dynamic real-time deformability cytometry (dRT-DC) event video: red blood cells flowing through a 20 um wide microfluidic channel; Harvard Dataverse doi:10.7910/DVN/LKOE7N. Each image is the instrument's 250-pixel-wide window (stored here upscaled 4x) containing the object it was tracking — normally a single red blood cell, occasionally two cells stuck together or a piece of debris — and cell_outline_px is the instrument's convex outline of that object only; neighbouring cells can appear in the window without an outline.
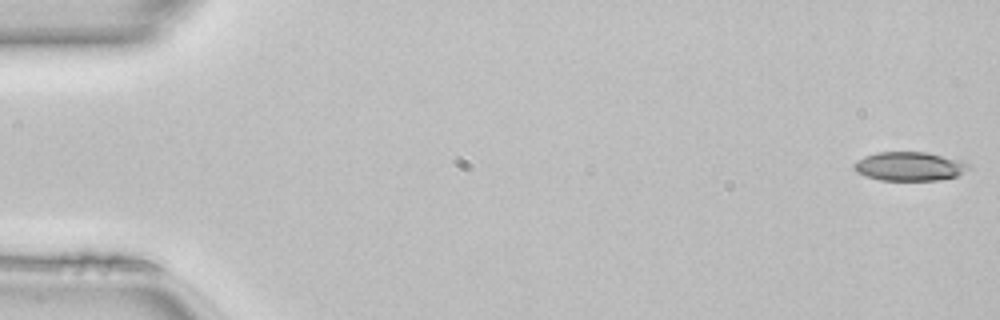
{"species": "common noctule bat (a hibernating species)", "species_latin": "Nyctalus noctula", "temperature_condition": "room temperature", "stored_images_in_passage": 50, "camera_frame_rate_fps": 3000, "um_per_image_px": 0.085, "animal": {"sex": "female", "body_mass_g": 22.7, "forearm_length_mm": 54.2}, "frame": {"image": 1, "passage_image": 1, "time_ms": 0.0, "image_size_px": [1000, 320], "cell_outline_px": [[968, 168], [956, 176], [936, 180], [880, 180], [856, 172], [852, 164], [864, 156], [880, 152], [924, 152], [964, 160], [968, 164]], "centroid_in_image_um": [77.29, 14.13], "position_along_channel_um": 7.7, "area_um2": 19.07}}
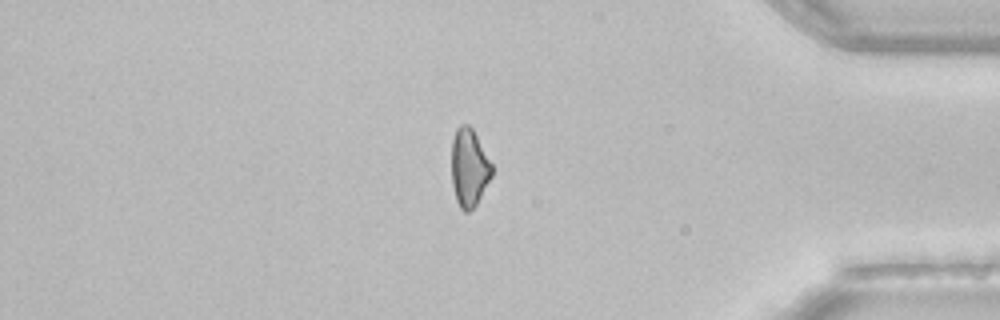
{"frame": {"image": 2, "passage_image": 42, "time_ms": 13.667, "image_size_px": [1000, 320], "cell_outline_px": [[492, 176], [476, 204], [468, 212], [464, 212], [460, 208], [456, 200], [452, 184], [452, 140], [456, 128], [460, 124], [468, 124], [472, 128], [492, 164]], "centroid_in_image_um": [39.86, 14.24], "position_along_channel_um": 395.3, "area_um2": 18.21}}
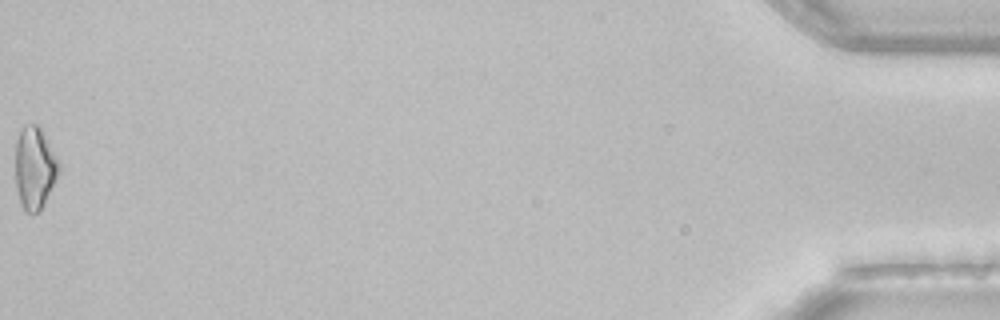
{"frame": {"image": 3, "passage_image": 50, "time_ms": 16.333, "image_size_px": [1000, 320], "cell_outline_px": [[60, 172], [44, 204], [36, 212], [24, 212], [16, 188], [16, 140], [24, 124], [36, 124], [44, 132], [60, 164]], "centroid_in_image_um": [2.96, 14.25], "position_along_channel_um": 432.2, "area_um2": 20.81}, "authors_computed_cell_mechanics": {"area_um2": 19.3919, "velocity_mm_per_s": 4.1519, "shape_relaxation_time_tau1_ms": 5.7072, "shape_relaxation_time_tau2_ms": null, "deformation_change_tau1": 0.1658, "deformation_change_tau2": null}}